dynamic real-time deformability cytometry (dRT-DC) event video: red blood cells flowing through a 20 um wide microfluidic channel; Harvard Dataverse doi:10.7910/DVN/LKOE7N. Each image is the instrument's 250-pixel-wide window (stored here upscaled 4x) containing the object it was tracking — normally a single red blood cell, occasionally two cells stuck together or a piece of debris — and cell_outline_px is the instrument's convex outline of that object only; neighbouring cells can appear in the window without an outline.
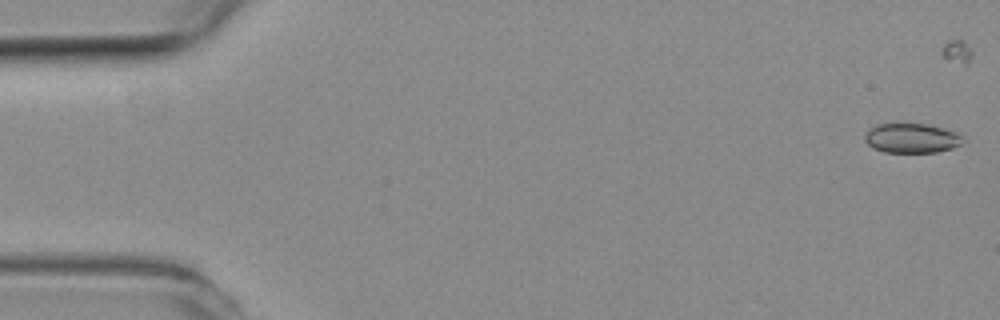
{"species": "common noctule bat (a hibernating species)", "species_latin": "Nyctalus noctula", "temperature_condition": "room temperature", "stored_images_in_passage": 41, "camera_frame_rate_fps": 3000, "um_per_image_px": 0.085, "animal": {"sex": "female", "body_mass_g": 19.3, "forearm_length_mm": 54.1}, "frame": {"image": 1, "passage_image": 2, "time_ms": 0.333, "image_size_px": [1000, 320], "cell_outline_px": [[960, 144], [952, 148], [936, 152], [884, 152], [872, 148], [864, 140], [864, 136], [872, 128], [880, 124], [928, 124], [956, 132], [960, 136]], "centroid_in_image_um": [77.45, 11.75], "position_along_channel_um": 7.5, "area_um2": 16.53}}
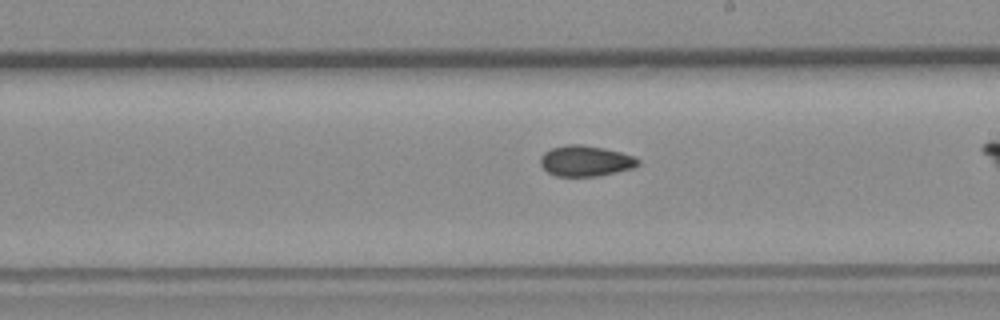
{"frame": {"image": 2, "passage_image": 33, "time_ms": 10.667, "image_size_px": [1000, 320], "cell_outline_px": [[640, 164], [632, 168], [596, 176], [556, 176], [548, 172], [540, 164], [540, 156], [544, 152], [552, 148], [564, 144], [580, 144], [604, 148], [620, 152], [632, 156], [640, 160]], "centroid_in_image_um": [49.74, 13.67], "position_along_channel_um": 239.3, "area_um2": 17.4}}
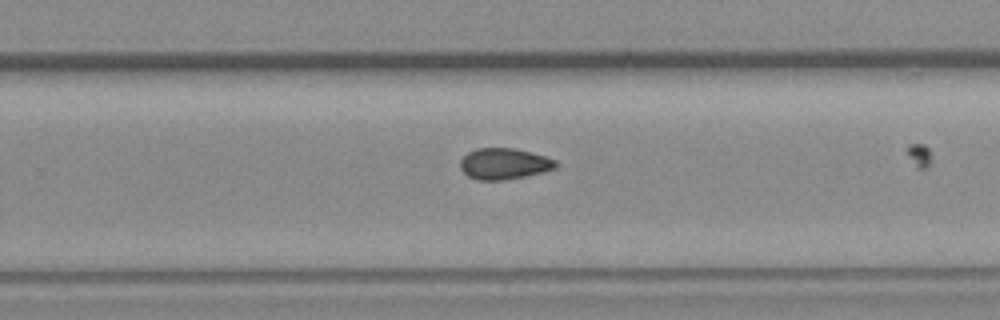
{"frame": {"image": 3, "passage_image": 37, "time_ms": 12.0, "image_size_px": [1000, 320], "cell_outline_px": [[556, 168], [544, 172], [504, 180], [476, 180], [468, 176], [460, 168], [460, 160], [468, 152], [476, 148], [512, 148], [544, 156], [556, 160]], "centroid_in_image_um": [42.82, 13.92], "position_along_channel_um": 287.0, "area_um2": 17.22}}